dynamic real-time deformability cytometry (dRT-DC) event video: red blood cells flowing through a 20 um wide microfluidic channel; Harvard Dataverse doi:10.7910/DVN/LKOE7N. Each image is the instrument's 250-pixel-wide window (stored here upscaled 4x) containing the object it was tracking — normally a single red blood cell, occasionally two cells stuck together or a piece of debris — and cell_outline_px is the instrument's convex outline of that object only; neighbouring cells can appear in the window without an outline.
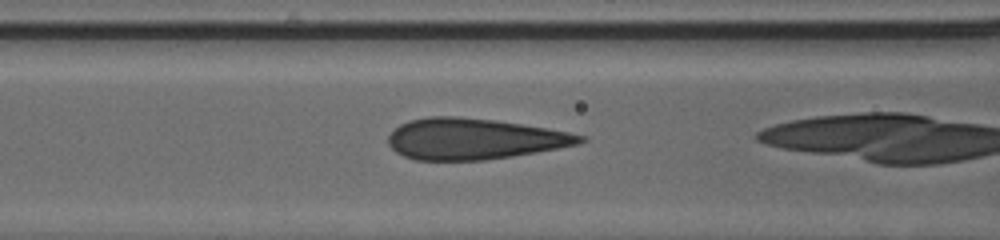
{"species": "human", "species_latin": "Homo sapiens", "temperature_condition": "cold", "stored_images_in_passage": 8, "camera_frame_rate_fps": 3000, "um_per_image_px": 0.085, "donor": {"sex": "male"}, "frame": {"image": 1, "passage_image": 3, "time_ms": 0.667, "image_size_px": [1000, 240], "cell_outline_px": [[588, 140], [580, 144], [536, 152], [512, 156], [484, 160], [412, 160], [396, 152], [388, 144], [388, 136], [400, 124], [408, 120], [428, 116], [456, 116], [496, 120], [548, 128], [588, 136]], "centroid_in_image_um": [40.3, 11.8], "position_along_channel_um": 126.3, "area_um2": 46.07}}
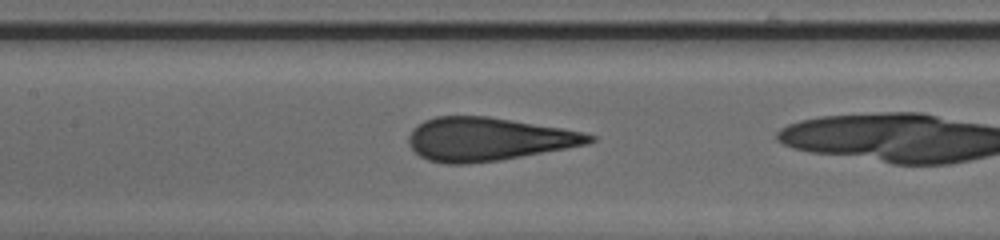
{"frame": {"image": 2, "passage_image": 6, "time_ms": 1.667, "image_size_px": [1000, 240], "cell_outline_px": [[596, 140], [588, 144], [568, 148], [500, 160], [468, 164], [448, 164], [428, 160], [420, 156], [408, 144], [408, 136], [412, 128], [424, 120], [436, 116], [488, 116], [584, 132], [596, 136]], "centroid_in_image_um": [41.47, 11.83], "position_along_channel_um": 165.9, "area_um2": 45.66}}